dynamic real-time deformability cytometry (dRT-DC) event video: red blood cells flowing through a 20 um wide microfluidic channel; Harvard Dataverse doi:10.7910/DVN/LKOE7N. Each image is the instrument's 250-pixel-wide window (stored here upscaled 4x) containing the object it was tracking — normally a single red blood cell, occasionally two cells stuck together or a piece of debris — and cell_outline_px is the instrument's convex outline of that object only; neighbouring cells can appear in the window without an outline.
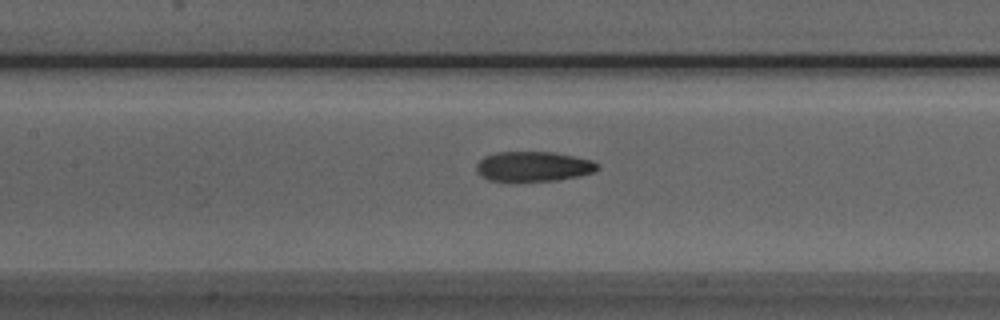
{"species": "Egyptian fruit bat (a non-hibernating species)", "species_latin": "Rousettus aegyptiacus", "temperature_condition": "room temperature", "stored_images_in_passage": 39, "camera_frame_rate_fps": 3000, "um_per_image_px": 0.085, "animal": {"sex": "male"}, "frame": {"image": 1, "passage_image": 14, "time_ms": 4.333, "image_size_px": [1000, 320], "cell_outline_px": [[600, 168], [592, 172], [580, 176], [556, 180], [488, 180], [480, 176], [476, 172], [476, 164], [484, 156], [496, 152], [552, 152], [592, 160], [600, 164]], "centroid_in_image_um": [45.33, 14.14], "position_along_channel_um": 162.1, "area_um2": 20.98}}
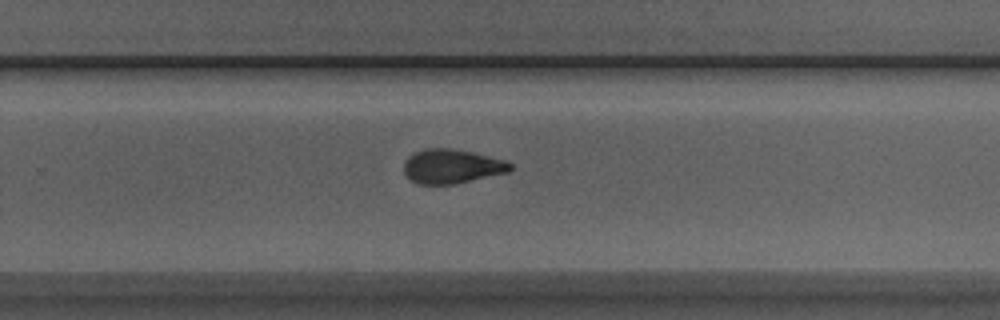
{"frame": {"image": 2, "passage_image": 24, "time_ms": 7.667, "image_size_px": [1000, 320], "cell_outline_px": [[512, 168], [508, 172], [452, 184], [420, 184], [412, 180], [404, 172], [404, 160], [412, 152], [424, 148], [452, 148], [472, 152], [504, 160], [512, 164]], "centroid_in_image_um": [38.36, 14.12], "position_along_channel_um": 291.4, "area_um2": 21.1}}
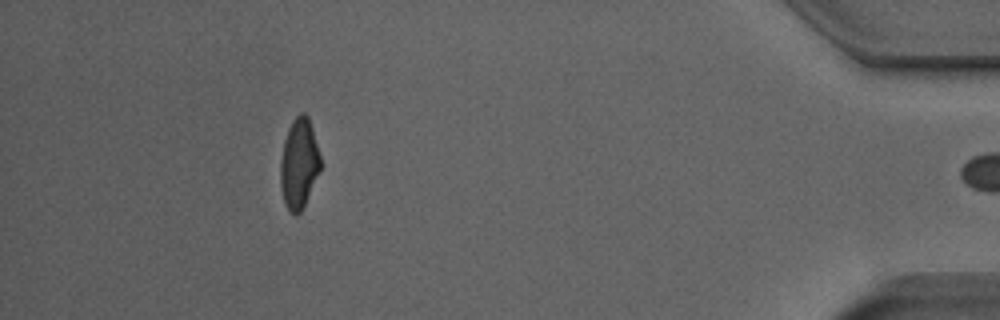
{"frame": {"image": 3, "passage_image": 38, "time_ms": 12.333, "image_size_px": [1000, 320], "cell_outline_px": [[320, 172], [300, 212], [296, 216], [288, 212], [284, 204], [280, 184], [280, 160], [284, 140], [288, 128], [292, 120], [300, 112], [304, 112], [308, 116], [312, 128], [320, 156]], "centroid_in_image_um": [25.39, 13.91], "position_along_channel_um": 409.8, "area_um2": 21.15}, "authors_computed_cell_mechanics": {"area_um2": 21.3282, "velocity_mm_per_s": 3.8941, "shape_relaxation_time_tau1_ms": 5.8651, "shape_relaxation_time_tau2_ms": 3.0135, "deformation_change_tau1": 0.2109, "deformation_change_tau2": 0.0852}}